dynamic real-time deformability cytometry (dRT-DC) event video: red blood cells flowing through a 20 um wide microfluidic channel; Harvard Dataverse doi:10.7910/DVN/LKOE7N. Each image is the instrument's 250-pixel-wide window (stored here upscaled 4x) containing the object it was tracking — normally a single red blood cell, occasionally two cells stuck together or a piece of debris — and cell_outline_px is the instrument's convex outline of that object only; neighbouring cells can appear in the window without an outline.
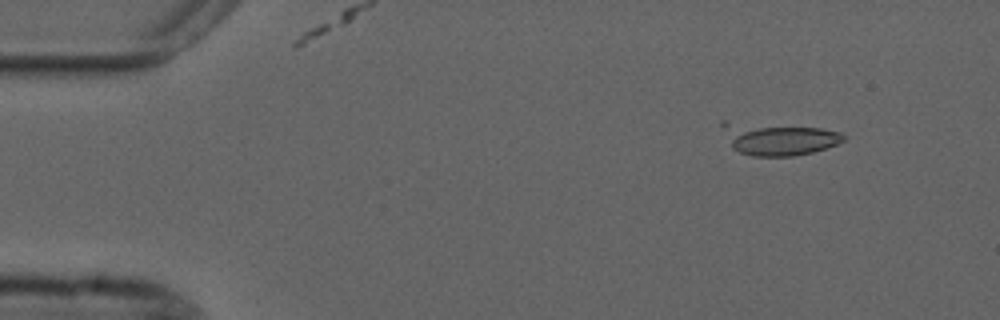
{"species": "common noctule bat (a hibernating species)", "species_latin": "Nyctalus noctula", "temperature_condition": "cold", "stored_images_in_passage": 8, "camera_frame_rate_fps": 3000, "um_per_image_px": 0.085, "animal": {"sex": "male", "forearm_length_mm": 52.5}, "frame": {"image": 1, "passage_image": 2, "time_ms": 1.0, "image_size_px": [1000, 320], "cell_outline_px": [[848, 136], [844, 140], [836, 144], [812, 152], [792, 156], [752, 156], [740, 152], [732, 148], [720, 124], [720, 120], [724, 120], [820, 128], [844, 132]], "centroid_in_image_um": [66.14, 11.78], "position_along_channel_um": 18.9, "area_um2": 23.12}}
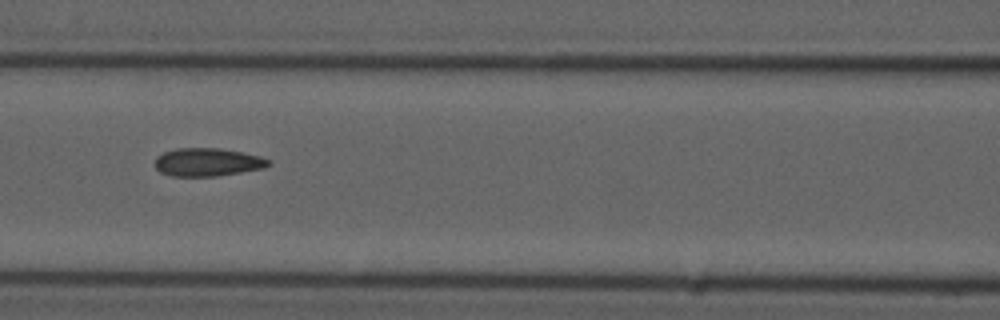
{"frame": {"image": 2, "passage_image": 7, "time_ms": 7.0, "image_size_px": [1000, 320], "cell_outline_px": [[272, 164], [264, 168], [220, 176], [172, 176], [160, 172], [156, 168], [156, 156], [164, 152], [176, 148], [220, 148], [260, 156], [272, 160]], "centroid_in_image_um": [17.67, 13.78], "position_along_channel_um": 148.9, "area_um2": 18.73}}
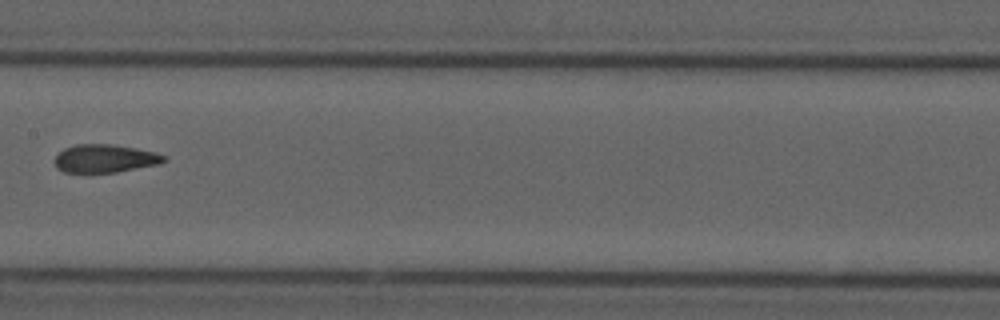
{"frame": {"image": 3, "passage_image": 8, "time_ms": 8.333, "image_size_px": [1000, 320], "cell_outline_px": [[168, 160], [160, 164], [116, 172], [64, 172], [56, 168], [56, 156], [64, 148], [76, 144], [112, 144], [136, 148], [152, 152], [164, 156]], "centroid_in_image_um": [8.92, 13.47], "position_along_channel_um": 198.5, "area_um2": 17.74}}